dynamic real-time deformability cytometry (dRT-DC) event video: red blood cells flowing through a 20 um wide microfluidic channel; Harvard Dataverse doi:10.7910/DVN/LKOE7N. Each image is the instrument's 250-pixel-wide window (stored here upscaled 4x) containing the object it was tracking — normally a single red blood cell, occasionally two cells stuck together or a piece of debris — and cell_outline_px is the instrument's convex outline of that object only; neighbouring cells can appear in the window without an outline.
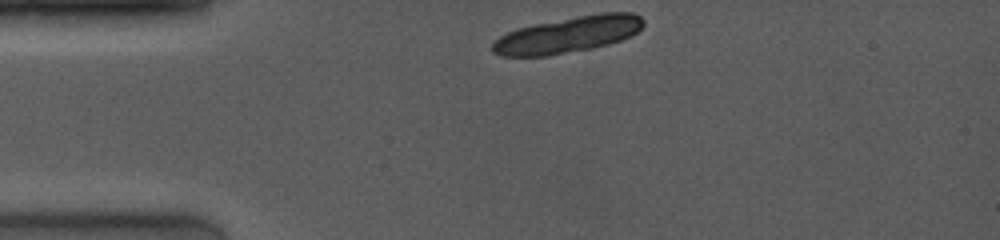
{"species": "common noctule bat (a hibernating species)", "species_latin": "Nyctalus noctula", "temperature_condition": "room temperature", "stored_images_in_passage": 2, "camera_frame_rate_fps": 4000, "um_per_image_px": 0.085, "animal": {"sex": "female", "body_mass_g": 19.0, "forearm_length_mm": 53.3}, "frame": {"image": 1, "passage_image": 1, "time_ms": 0.0, "image_size_px": [1000, 240], "cell_outline_px": [[644, 24], [632, 36], [608, 44], [592, 48], [548, 56], [500, 56], [492, 52], [492, 44], [500, 36], [516, 28], [532, 24], [600, 12], [632, 12], [640, 16], [644, 20]], "centroid_in_image_um": [48.28, 2.94], "position_along_channel_um": 36.7, "area_um2": 31.96}}